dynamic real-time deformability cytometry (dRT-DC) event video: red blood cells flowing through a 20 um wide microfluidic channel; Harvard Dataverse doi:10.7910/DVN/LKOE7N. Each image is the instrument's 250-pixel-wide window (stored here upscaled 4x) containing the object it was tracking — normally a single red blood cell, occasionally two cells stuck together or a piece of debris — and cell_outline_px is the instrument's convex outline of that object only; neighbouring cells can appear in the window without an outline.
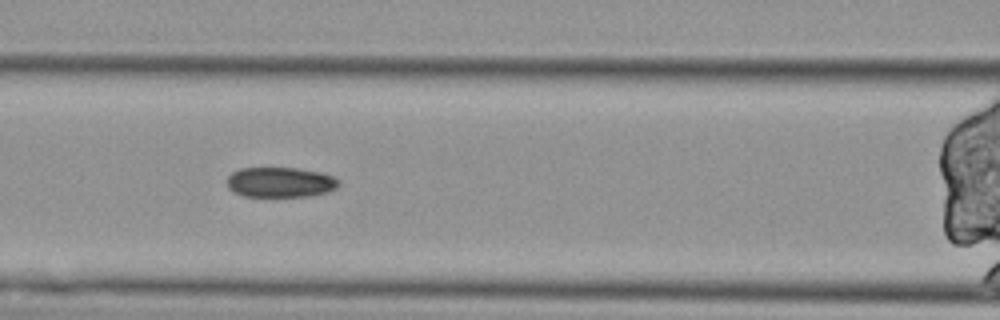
{"species": "Egyptian fruit bat (a non-hibernating species)", "species_latin": "Rousettus aegyptiacus", "temperature_condition": "cold", "stored_images_in_passage": 56, "segment_of_instrument_passage": [2, 2], "camera_frame_rate_fps": 3000, "um_per_image_px": 0.085, "animal": {"sex": "female"}, "frame": {"image": 1, "passage_image": 23, "time_ms": 7.333, "image_size_px": [1000, 320], "cell_outline_px": [[340, 184], [336, 188], [328, 192], [308, 196], [244, 196], [232, 192], [228, 188], [228, 176], [232, 172], [240, 168], [296, 168], [320, 172], [332, 176], [340, 180]], "centroid_in_image_um": [23.83, 15.49], "position_along_channel_um": 142.8, "area_um2": 19.65}}
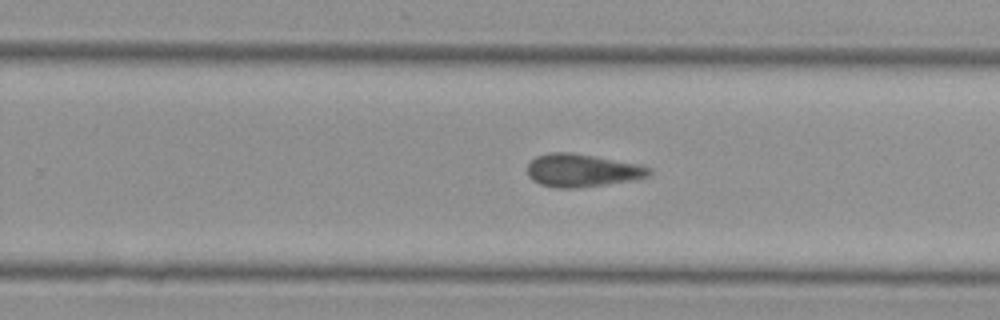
{"frame": {"image": 2, "passage_image": 35, "time_ms": 11.333, "image_size_px": [1000, 320], "cell_outline_px": [[652, 176], [640, 180], [580, 188], [556, 188], [540, 184], [532, 180], [528, 176], [528, 164], [536, 156], [548, 152], [572, 152], [640, 164], [652, 168]], "centroid_in_image_um": [49.56, 14.5], "position_along_channel_um": 280.2, "area_um2": 23.99}}
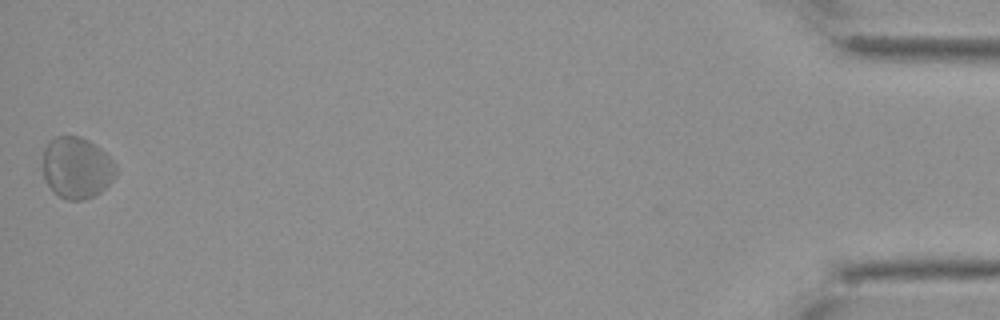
{"frame": {"image": 3, "passage_image": 56, "time_ms": 18.333, "image_size_px": [1000, 320], "cell_outline_px": [[116, 176], [100, 192], [84, 200], [68, 200], [52, 192], [44, 176], [44, 148], [56, 136], [80, 136], [88, 140], [100, 148], [116, 164]], "centroid_in_image_um": [6.53, 14.26], "position_along_channel_um": 428.7, "area_um2": 25.95}}